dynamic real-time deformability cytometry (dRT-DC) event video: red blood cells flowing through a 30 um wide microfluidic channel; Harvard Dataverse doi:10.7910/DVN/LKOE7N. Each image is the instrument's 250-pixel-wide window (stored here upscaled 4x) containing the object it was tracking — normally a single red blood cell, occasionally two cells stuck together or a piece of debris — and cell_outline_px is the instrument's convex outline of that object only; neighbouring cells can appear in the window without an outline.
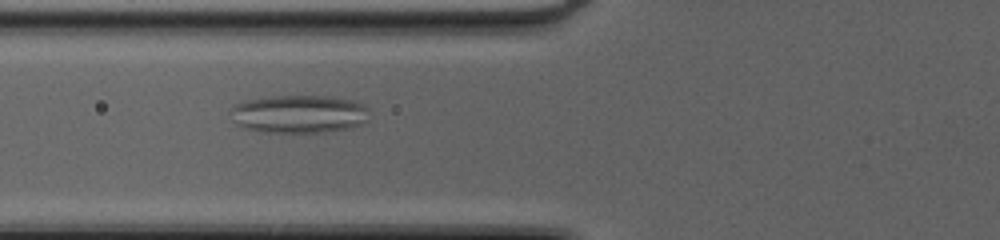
{"species": "common noctule bat (a hibernating species)", "species_latin": "Nyctalus noctula", "temperature_condition": "cold", "stored_images_in_passage": 49, "camera_frame_rate_fps": 3000, "um_per_image_px": 0.085, "animal": {"sex": "female", "body_mass_g": 20.0, "forearm_length_mm": 54.0}, "frame": {"image": 1, "passage_image": 18, "time_ms": 5.667, "image_size_px": [1000, 240], "cell_outline_px": [[368, 120], [360, 124], [348, 128], [324, 132], [264, 132], [244, 128], [240, 124], [232, 108], [232, 104], [244, 100], [272, 96], [332, 96], [356, 100], [364, 108]], "centroid_in_image_um": [25.44, 9.67], "position_along_channel_um": 100.4, "area_um2": 30.29}}
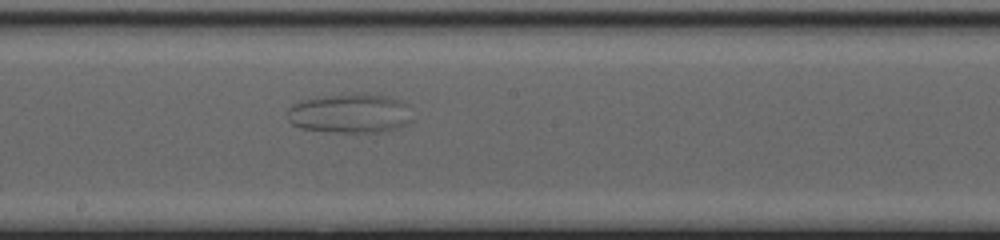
{"frame": {"image": 2, "passage_image": 27, "time_ms": 8.667, "image_size_px": [1000, 240], "cell_outline_px": [[412, 120], [396, 128], [380, 132], [336, 132], [300, 128], [292, 124], [288, 120], [288, 108], [292, 104], [300, 100], [328, 96], [388, 96], [408, 104]], "centroid_in_image_um": [29.72, 9.67], "position_along_channel_um": 218.5, "area_um2": 27.86}}
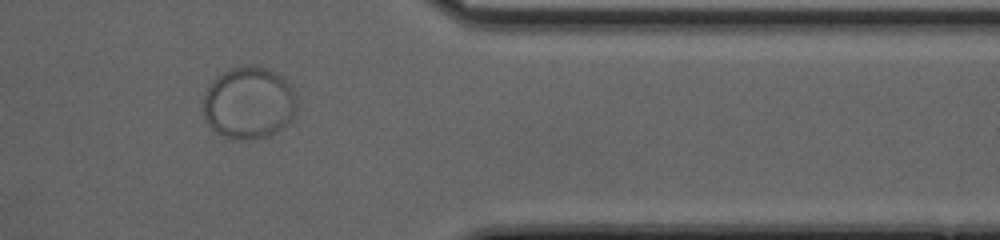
{"frame": {"image": 3, "passage_image": 41, "time_ms": 13.333, "image_size_px": [1000, 240], "cell_outline_px": [[296, 96], [292, 116], [276, 132], [268, 136], [244, 140], [240, 140], [224, 136], [216, 132], [204, 120], [204, 96], [208, 84], [216, 76], [232, 68], [268, 68], [276, 72], [296, 92]], "centroid_in_image_um": [21.1, 8.76], "position_along_channel_um": 390.3, "area_um2": 38.61}}